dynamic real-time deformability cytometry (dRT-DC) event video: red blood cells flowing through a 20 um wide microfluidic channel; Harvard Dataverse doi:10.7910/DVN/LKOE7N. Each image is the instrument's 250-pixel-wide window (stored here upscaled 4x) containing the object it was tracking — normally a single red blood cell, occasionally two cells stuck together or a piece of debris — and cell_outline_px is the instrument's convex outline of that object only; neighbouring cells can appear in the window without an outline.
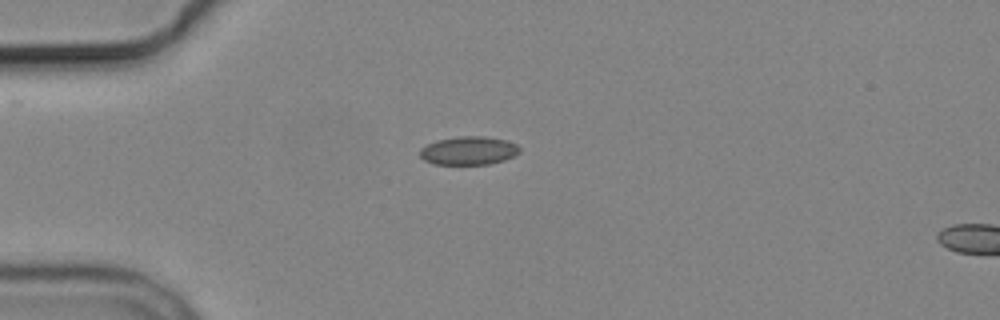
{"species": "common noctule bat (a hibernating species)", "species_latin": "Nyctalus noctula", "temperature_condition": "cold", "stored_images_in_passage": 2, "camera_frame_rate_fps": 3000, "um_per_image_px": 0.085, "animal": {"sex": "male", "body_mass_g": 19.2, "forearm_length_mm": 51.8}, "frame": {"image": 1, "passage_image": 1, "time_ms": 0.0, "image_size_px": [1000, 320], "cell_outline_px": [[520, 152], [504, 160], [488, 164], [432, 164], [424, 160], [420, 156], [420, 148], [436, 140], [460, 136], [484, 136], [504, 140], [516, 144], [520, 148]], "centroid_in_image_um": [39.81, 12.8], "position_along_channel_um": 45.2, "area_um2": 16.42}}